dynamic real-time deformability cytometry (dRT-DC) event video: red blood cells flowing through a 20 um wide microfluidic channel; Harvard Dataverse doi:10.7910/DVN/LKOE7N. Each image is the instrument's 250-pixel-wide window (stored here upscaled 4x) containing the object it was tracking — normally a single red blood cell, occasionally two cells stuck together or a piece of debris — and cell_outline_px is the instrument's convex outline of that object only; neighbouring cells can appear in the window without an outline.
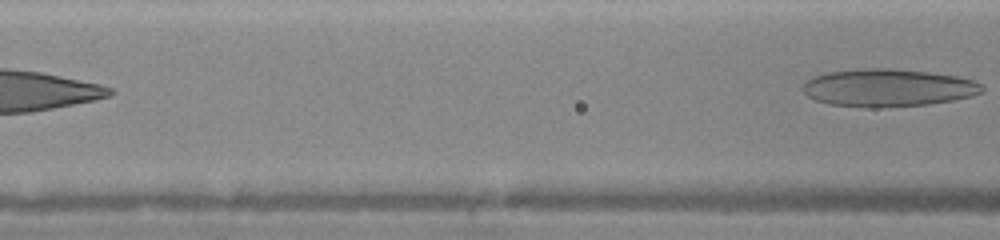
{"species": "human", "species_latin": "Homo sapiens", "temperature_condition": "warm", "stored_images_in_passage": 12, "segment_of_instrument_passage": [2, 2], "camera_frame_rate_fps": 3000, "um_per_image_px": 0.085, "donor": {"sex": "female"}, "frame": {"image": 1, "passage_image": 12, "time_ms": 4.333, "image_size_px": [1000, 240], "cell_outline_px": [[984, 88], [980, 92], [972, 96], [952, 100], [928, 104], [876, 108], [868, 108], [828, 104], [816, 100], [808, 96], [804, 92], [804, 84], [812, 76], [828, 72], [864, 68], [888, 68], [928, 72], [956, 76], [972, 80], [980, 84]], "centroid_in_image_um": [75.45, 7.46], "position_along_channel_um": 91.1, "area_um2": 39.19}}